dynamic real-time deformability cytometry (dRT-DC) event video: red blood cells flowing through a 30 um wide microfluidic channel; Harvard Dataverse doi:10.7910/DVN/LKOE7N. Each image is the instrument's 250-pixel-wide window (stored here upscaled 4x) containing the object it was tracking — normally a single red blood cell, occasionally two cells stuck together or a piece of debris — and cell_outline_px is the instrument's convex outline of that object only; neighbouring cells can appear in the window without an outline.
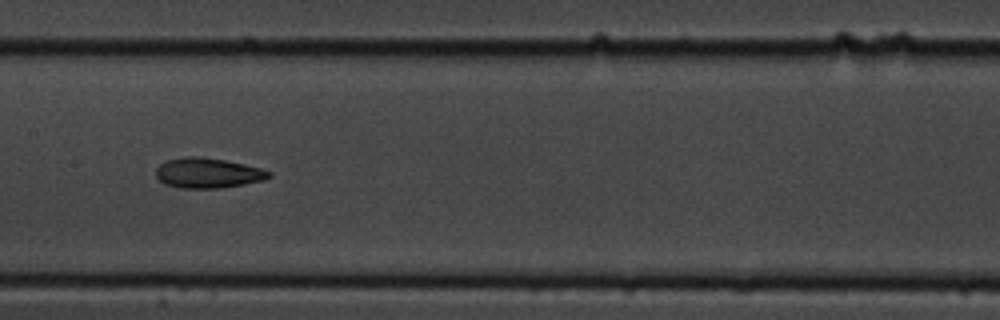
{"species": "common noctule bat (a hibernating species)", "species_latin": "Nyctalus noctula", "temperature_condition": "cold", "stored_images_in_passage": 9, "camera_frame_rate_fps": 3000, "um_per_image_px": 0.085, "animal": {"sex": "male", "body_mass_g": 19.5, "forearm_length_mm": 54.6}, "frame": {"image": 1, "passage_image": 6, "time_ms": 6.0, "image_size_px": [1000, 320], "cell_outline_px": [[272, 176], [264, 180], [244, 184], [220, 188], [180, 188], [164, 184], [156, 176], [156, 168], [164, 160], [184, 156], [200, 156], [224, 160], [244, 164], [260, 168], [272, 172]], "centroid_in_image_um": [17.64, 14.7], "position_along_channel_um": 189.8, "area_um2": 20.0}}
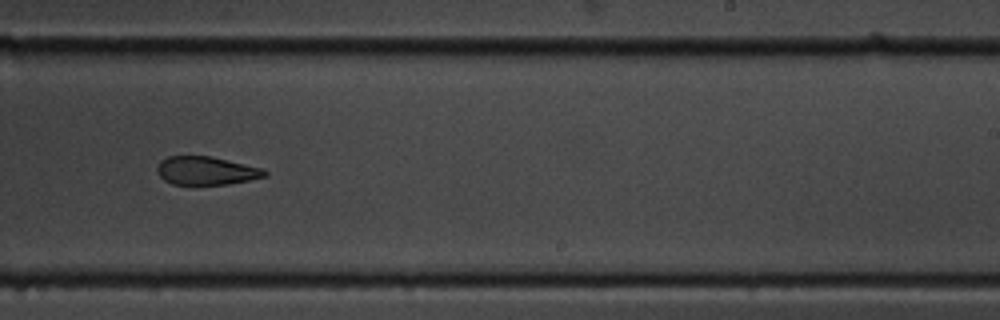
{"frame": {"image": 2, "passage_image": 8, "time_ms": 8.333, "image_size_px": [1000, 320], "cell_outline_px": [[268, 176], [228, 184], [172, 184], [164, 180], [156, 172], [156, 168], [160, 160], [168, 156], [212, 156], [264, 168], [268, 172]], "centroid_in_image_um": [17.54, 14.5], "position_along_channel_um": 271.5, "area_um2": 17.92}}
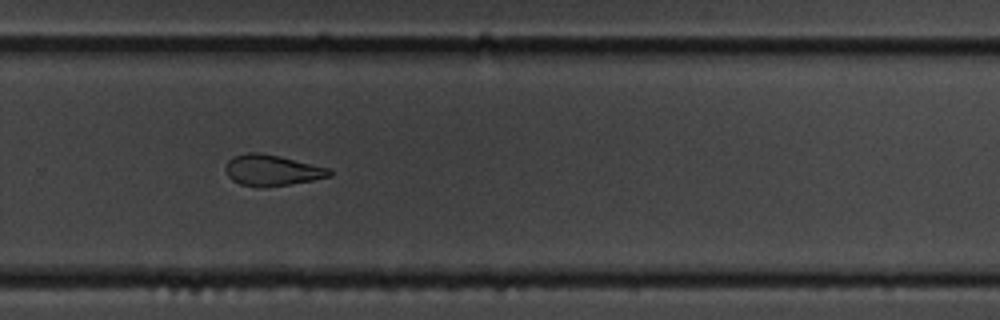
{"frame": {"image": 3, "passage_image": 9, "time_ms": 9.333, "image_size_px": [1000, 320], "cell_outline_px": [[332, 176], [312, 180], [264, 188], [260, 188], [240, 184], [232, 180], [228, 176], [224, 168], [228, 160], [232, 156], [248, 152], [260, 152], [280, 156], [328, 168], [332, 172]], "centroid_in_image_um": [23.07, 14.47], "position_along_channel_um": 306.7, "area_um2": 18.84}}